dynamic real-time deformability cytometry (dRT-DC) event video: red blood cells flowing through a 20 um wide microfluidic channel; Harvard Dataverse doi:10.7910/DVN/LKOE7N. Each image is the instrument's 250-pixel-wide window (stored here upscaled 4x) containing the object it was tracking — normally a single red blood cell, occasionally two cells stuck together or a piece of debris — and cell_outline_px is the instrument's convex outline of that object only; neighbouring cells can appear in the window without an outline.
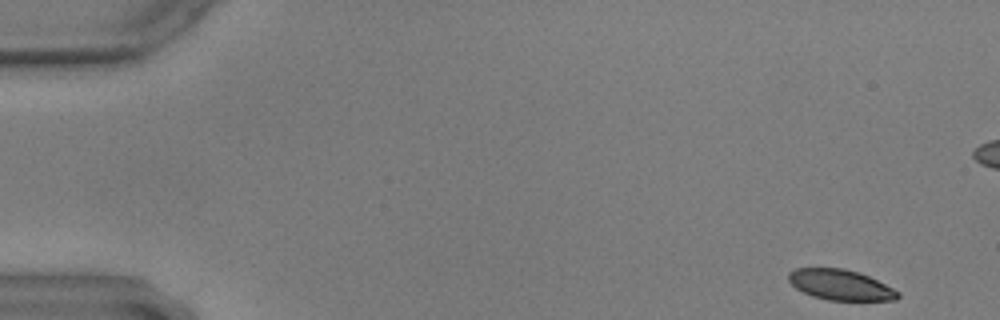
{"species": "common noctule bat (a hibernating species)", "species_latin": "Nyctalus noctula", "temperature_condition": "warm", "stored_images_in_passage": 57, "camera_frame_rate_fps": 3000, "um_per_image_px": 0.085, "animal": {"sex": "male", "body_mass_g": 17.9, "forearm_length_mm": 54.2}, "frame": {"image": 1, "passage_image": 1, "time_ms": 0.0, "image_size_px": [1000, 320], "cell_outline_px": [[900, 296], [896, 300], [828, 300], [812, 296], [796, 288], [788, 280], [788, 272], [796, 268], [844, 268], [868, 276], [900, 292]], "centroid_in_image_um": [71.42, 24.21], "position_along_channel_um": 13.6, "area_um2": 19.25}}
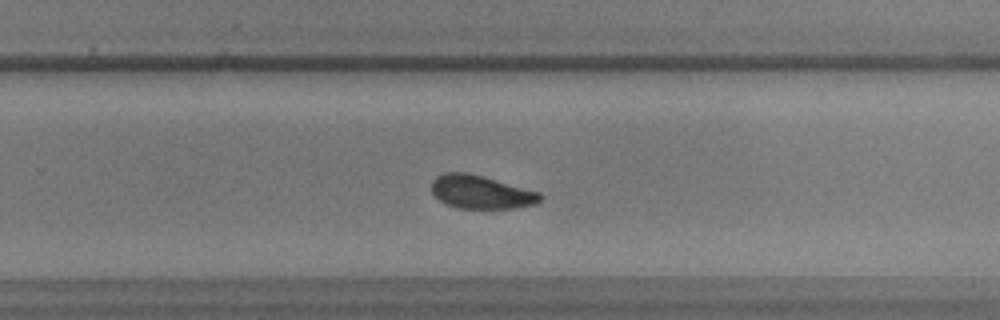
{"frame": {"image": 2, "passage_image": 36, "time_ms": 11.667, "image_size_px": [1000, 320], "cell_outline_px": [[544, 196], [536, 204], [512, 208], [456, 208], [440, 200], [432, 192], [432, 180], [436, 176], [444, 172], [468, 172], [540, 192]], "centroid_in_image_um": [40.89, 16.31], "position_along_channel_um": 288.9, "area_um2": 21.04}}
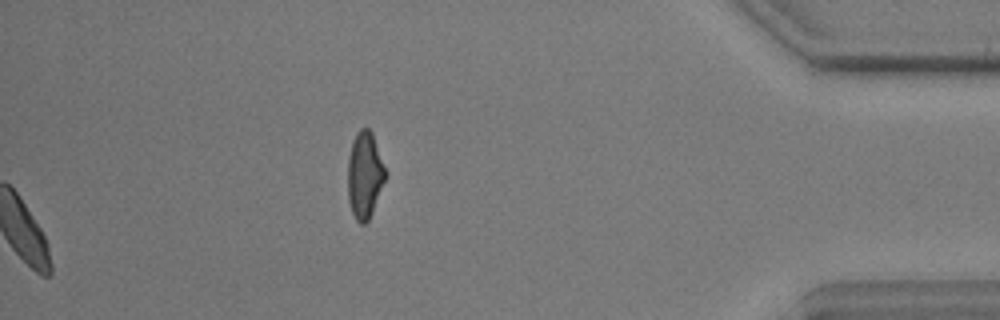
{"frame": {"image": 3, "passage_image": 57, "time_ms": 18.667, "image_size_px": [1000, 320], "cell_outline_px": [[388, 176], [372, 212], [368, 220], [364, 224], [360, 224], [356, 220], [352, 212], [348, 200], [348, 156], [352, 140], [356, 132], [360, 128], [368, 128], [372, 132], [388, 172]], "centroid_in_image_um": [31.02, 14.85], "position_along_channel_um": 404.2, "area_um2": 19.48}}